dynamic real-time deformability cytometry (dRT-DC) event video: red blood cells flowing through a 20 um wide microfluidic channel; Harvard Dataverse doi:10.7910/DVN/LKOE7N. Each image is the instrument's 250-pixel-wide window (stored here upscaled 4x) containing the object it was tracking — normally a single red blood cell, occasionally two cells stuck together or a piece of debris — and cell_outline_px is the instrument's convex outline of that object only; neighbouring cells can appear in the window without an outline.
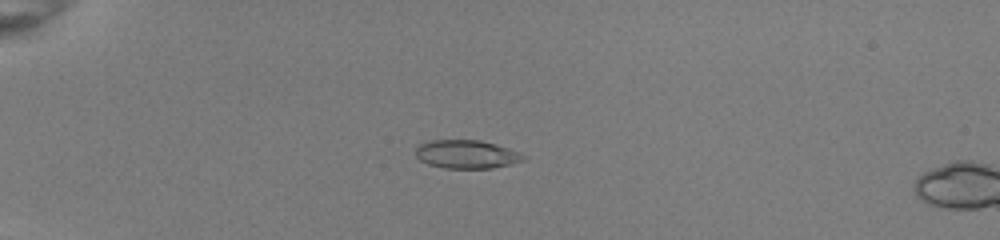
{"species": "common noctule bat (a hibernating species)", "species_latin": "Nyctalus noctula", "temperature_condition": "room temperature", "stored_images_in_passage": 20, "camera_frame_rate_fps": 3000, "um_per_image_px": 0.085, "animal": {"sex": "female", "body_mass_g": 22.0, "forearm_length_mm": 56.7}, "frame": {"image": 1, "passage_image": 17, "time_ms": 5.333, "image_size_px": [1000, 240], "cell_outline_px": [[528, 156], [524, 160], [512, 164], [492, 168], [444, 168], [428, 164], [420, 160], [416, 156], [416, 148], [420, 144], [432, 140], [480, 140], [508, 148], [520, 152]], "centroid_in_image_um": [39.69, 13.12], "position_along_channel_um": 45.3, "area_um2": 17.86}}